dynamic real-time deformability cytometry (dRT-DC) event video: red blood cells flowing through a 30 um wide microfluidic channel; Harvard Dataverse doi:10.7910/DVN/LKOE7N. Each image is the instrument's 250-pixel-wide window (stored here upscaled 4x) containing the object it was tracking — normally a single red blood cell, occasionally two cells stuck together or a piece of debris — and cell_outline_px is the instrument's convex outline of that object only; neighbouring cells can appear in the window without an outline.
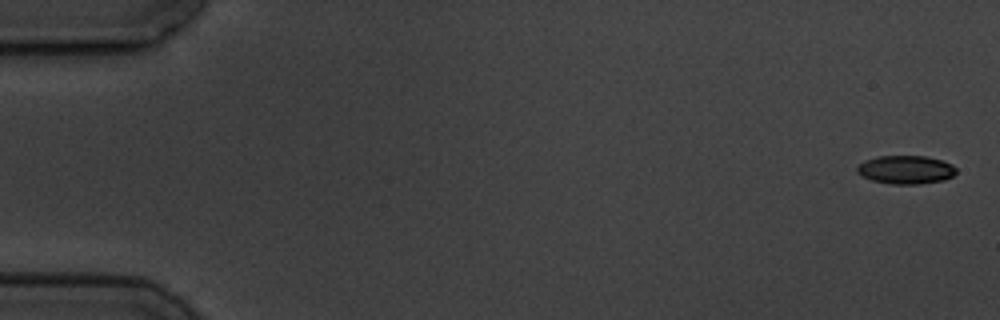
{"species": "common noctule bat (a hibernating species)", "species_latin": "Nyctalus noctula", "temperature_condition": "cold", "stored_images_in_passage": 6, "camera_frame_rate_fps": 3000, "um_per_image_px": 0.085, "animal": {"sex": "male", "body_mass_g": 19.5, "forearm_length_mm": 54.6}, "frame": {"image": 1, "passage_image": 1, "time_ms": 0.0, "image_size_px": [1000, 320], "cell_outline_px": [[956, 172], [952, 176], [944, 180], [916, 184], [892, 184], [872, 180], [856, 172], [856, 168], [864, 160], [876, 156], [924, 156], [940, 160], [952, 164], [956, 168]], "centroid_in_image_um": [76.98, 14.42], "position_along_channel_um": 8.0, "area_um2": 16.3}}
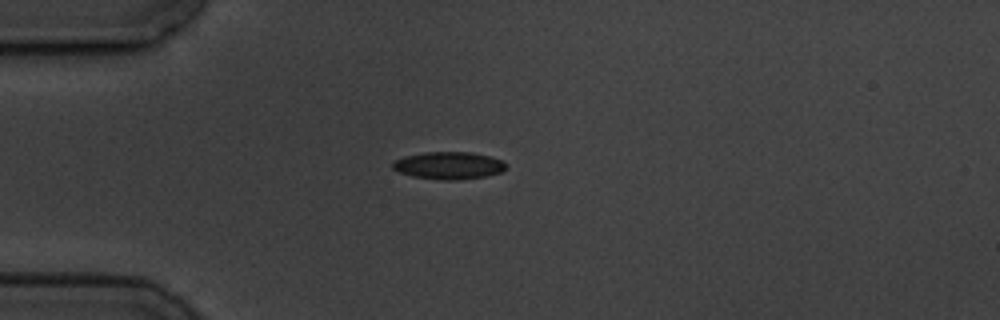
{"frame": {"image": 2, "passage_image": 5, "time_ms": 4.667, "image_size_px": [1000, 320], "cell_outline_px": [[508, 168], [500, 172], [484, 176], [456, 180], [440, 180], [412, 176], [400, 172], [392, 168], [392, 160], [404, 156], [424, 152], [472, 152], [504, 160], [508, 164]], "centroid_in_image_um": [38.15, 14.06], "position_along_channel_um": 46.9, "area_um2": 18.26}}